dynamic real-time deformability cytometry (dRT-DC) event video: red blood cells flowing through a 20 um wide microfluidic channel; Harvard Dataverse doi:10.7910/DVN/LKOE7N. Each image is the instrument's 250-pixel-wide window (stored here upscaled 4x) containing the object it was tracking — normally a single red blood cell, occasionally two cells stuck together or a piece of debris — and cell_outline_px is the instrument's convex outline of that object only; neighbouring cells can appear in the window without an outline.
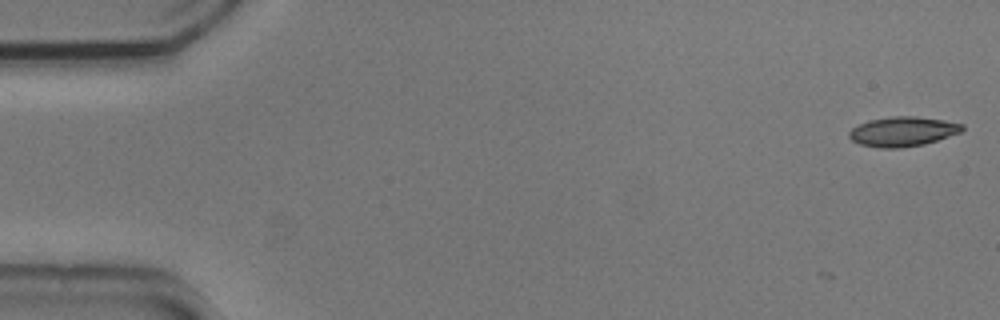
{"species": "common noctule bat (a hibernating species)", "species_latin": "Nyctalus noctula", "temperature_condition": "cold", "stored_images_in_passage": 5, "camera_frame_rate_fps": 3000, "um_per_image_px": 0.085, "animal": {"sex": "male", "body_mass_g": 20.5, "forearm_length_mm": 52.5}, "frame": {"image": 1, "passage_image": 1, "time_ms": 0.0, "image_size_px": [1000, 320], "cell_outline_px": [[964, 128], [960, 132], [924, 144], [900, 148], [880, 148], [860, 144], [852, 140], [848, 136], [848, 132], [852, 128], [868, 120], [892, 116], [916, 116], [944, 120], [964, 124]], "centroid_in_image_um": [76.71, 11.17], "position_along_channel_um": 8.3, "area_um2": 19.48}}